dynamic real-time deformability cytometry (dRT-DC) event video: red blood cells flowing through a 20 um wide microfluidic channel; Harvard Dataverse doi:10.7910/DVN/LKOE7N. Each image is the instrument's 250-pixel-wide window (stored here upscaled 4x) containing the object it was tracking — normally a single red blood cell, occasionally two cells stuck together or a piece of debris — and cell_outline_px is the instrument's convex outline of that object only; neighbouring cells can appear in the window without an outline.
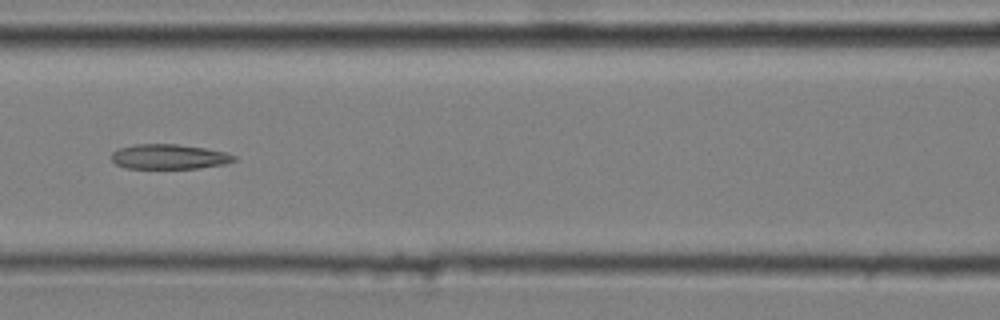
{"species": "common noctule bat (a hibernating species)", "species_latin": "Nyctalus noctula", "temperature_condition": "cold", "stored_images_in_passage": 7, "camera_frame_rate_fps": 3000, "um_per_image_px": 0.085, "animal": {"sex": "male", "body_mass_g": 20.4}, "frame": {"image": 1, "passage_image": 7, "time_ms": 2.0, "image_size_px": [1000, 320], "cell_outline_px": [[236, 160], [224, 164], [200, 168], [128, 168], [116, 164], [112, 160], [112, 152], [120, 148], [136, 144], [176, 144], [204, 148], [224, 152], [236, 156]], "centroid_in_image_um": [14.38, 13.32], "position_along_channel_um": 152.2, "area_um2": 17.57}}